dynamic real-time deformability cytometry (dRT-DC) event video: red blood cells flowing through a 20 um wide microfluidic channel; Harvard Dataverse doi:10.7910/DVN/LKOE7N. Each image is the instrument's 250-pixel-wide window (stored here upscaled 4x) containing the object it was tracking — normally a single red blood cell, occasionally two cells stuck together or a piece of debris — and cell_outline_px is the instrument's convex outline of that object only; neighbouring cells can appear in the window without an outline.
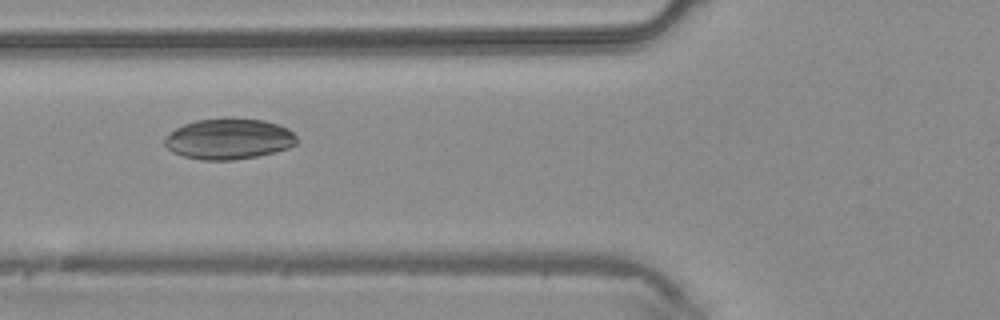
{"species": "common noctule bat (a hibernating species)", "species_latin": "Nyctalus noctula", "temperature_condition": "warm", "stored_images_in_passage": 5, "camera_frame_rate_fps": 3000, "um_per_image_px": 0.085, "animal": {"sex": "male", "body_mass_g": 20.4}, "frame": {"image": 1, "passage_image": 4, "time_ms": 1.0, "image_size_px": [1000, 320], "cell_outline_px": [[300, 140], [296, 144], [288, 148], [256, 156], [232, 160], [200, 160], [184, 156], [172, 152], [164, 144], [164, 136], [176, 128], [184, 124], [196, 120], [224, 116], [264, 120], [288, 128]], "centroid_in_image_um": [19.43, 11.78], "position_along_channel_um": 106.4, "area_um2": 31.85}}
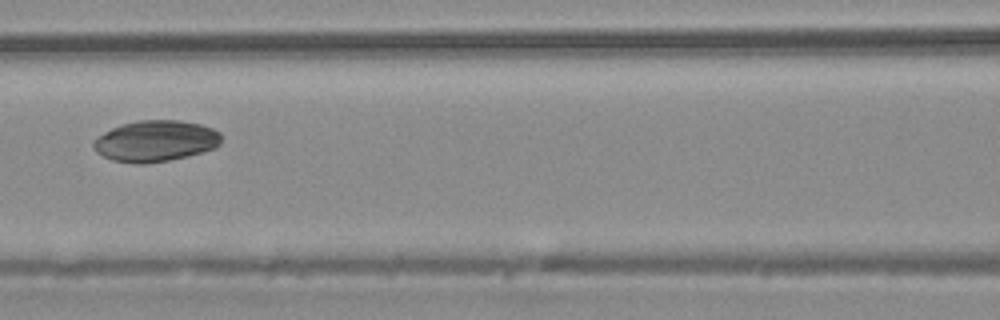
{"frame": {"image": 2, "passage_image": 5, "time_ms": 1.333, "image_size_px": [1000, 320], "cell_outline_px": [[220, 144], [216, 148], [188, 156], [168, 160], [144, 164], [140, 164], [112, 160], [96, 152], [92, 144], [92, 140], [96, 136], [120, 124], [140, 120], [180, 120], [200, 124], [212, 128], [220, 132]], "centroid_in_image_um": [13.2, 11.98], "position_along_channel_um": 153.4, "area_um2": 30.81}}